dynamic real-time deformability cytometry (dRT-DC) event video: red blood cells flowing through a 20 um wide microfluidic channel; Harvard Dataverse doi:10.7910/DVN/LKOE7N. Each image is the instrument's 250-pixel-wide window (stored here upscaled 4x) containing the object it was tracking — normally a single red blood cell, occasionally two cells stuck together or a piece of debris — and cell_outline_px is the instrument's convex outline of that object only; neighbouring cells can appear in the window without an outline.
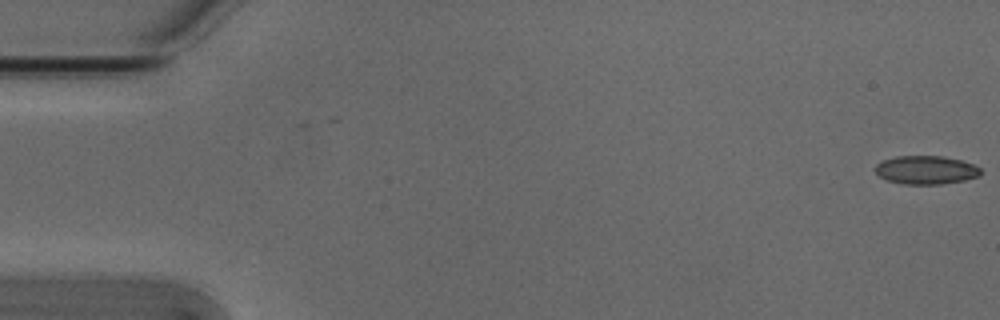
{"species": "Egyptian fruit bat (a non-hibernating species)", "species_latin": "Rousettus aegyptiacus", "temperature_condition": "cold", "stored_images_in_passage": 54, "camera_frame_rate_fps": 3000, "um_per_image_px": 0.085, "animal": {"sex": "male"}, "frame": {"image": 1, "passage_image": 1, "time_ms": 0.0, "image_size_px": [1000, 320], "cell_outline_px": [[980, 176], [964, 180], [940, 184], [904, 184], [888, 180], [880, 176], [876, 172], [876, 164], [884, 160], [896, 156], [940, 156], [960, 160], [972, 164], [980, 168]], "centroid_in_image_um": [78.71, 14.45], "position_along_channel_um": 6.3, "area_um2": 17.22}}
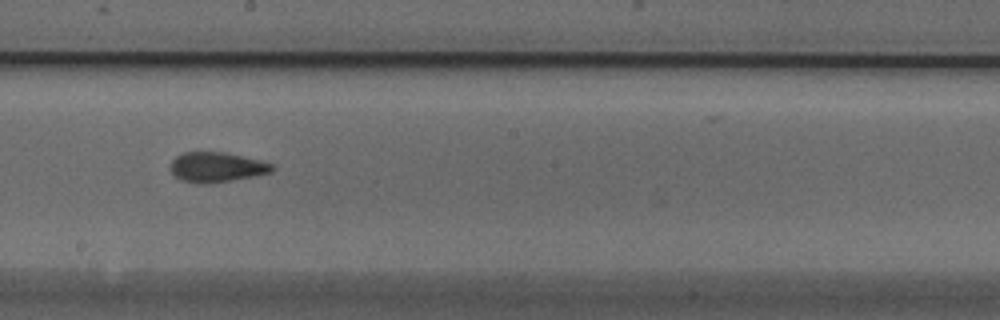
{"frame": {"image": 2, "passage_image": 30, "time_ms": 9.667, "image_size_px": [1000, 320], "cell_outline_px": [[276, 168], [272, 172], [256, 176], [208, 184], [196, 184], [180, 180], [168, 168], [172, 160], [176, 156], [184, 152], [224, 152], [260, 160], [272, 164]], "centroid_in_image_um": [18.4, 14.22], "position_along_channel_um": 229.8, "area_um2": 17.98}}
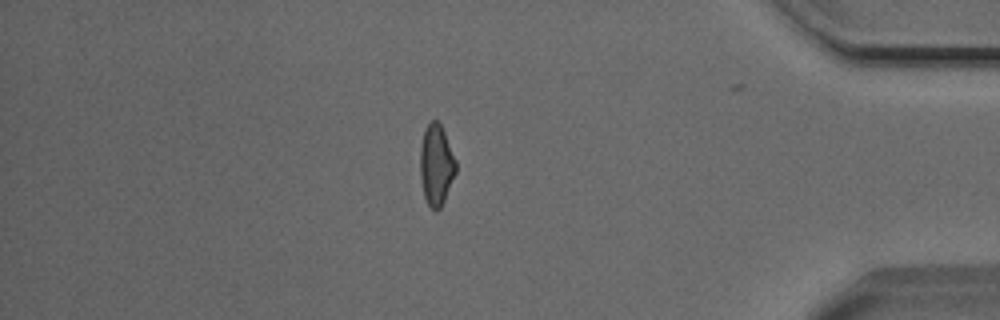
{"frame": {"image": 3, "passage_image": 46, "time_ms": 15.0, "image_size_px": [1000, 320], "cell_outline_px": [[456, 172], [444, 200], [440, 208], [436, 212], [428, 204], [424, 196], [420, 176], [420, 148], [424, 128], [432, 120], [436, 120], [440, 124], [444, 132], [456, 160]], "centroid_in_image_um": [37.07, 14.01], "position_along_channel_um": 398.1, "area_um2": 16.76}, "authors_computed_cell_mechanics": {"area_um2": 17.5712, "velocity_mm_per_s": 3.8568, "shape_relaxation_time_tau1_ms": 9.3555, "shape_relaxation_time_tau2_ms": 2.3944, "deformation_change_tau1": 0.1749, "deformation_change_tau2": 0.0884}}